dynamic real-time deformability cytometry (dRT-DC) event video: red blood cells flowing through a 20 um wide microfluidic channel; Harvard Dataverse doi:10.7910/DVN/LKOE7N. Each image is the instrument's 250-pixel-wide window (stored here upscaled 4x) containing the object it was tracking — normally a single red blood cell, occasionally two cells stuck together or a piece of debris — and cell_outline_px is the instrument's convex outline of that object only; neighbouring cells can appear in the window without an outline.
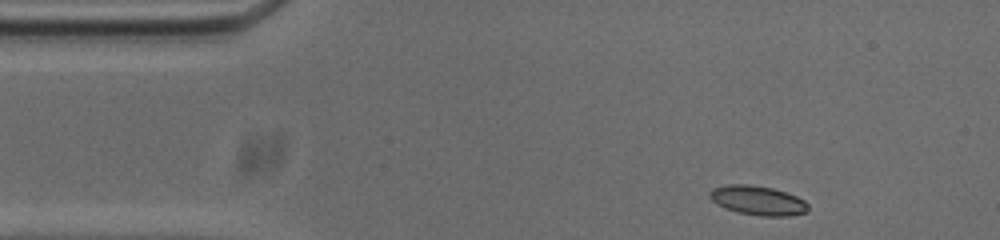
{"species": "common noctule bat (a hibernating species)", "species_latin": "Nyctalus noctula", "temperature_condition": "cold", "stored_images_in_passage": 48, "camera_frame_rate_fps": 3000, "um_per_image_px": 0.085, "animal": {"sex": "male", "body_mass_g": 20.0, "forearm_length_mm": 53.3}, "frame": {"image": 1, "passage_image": 1, "time_ms": 0.0, "image_size_px": [1000, 240], "cell_outline_px": [[808, 212], [788, 216], [760, 216], [736, 212], [724, 208], [712, 200], [708, 196], [708, 192], [712, 188], [728, 184], [748, 184], [772, 188], [796, 196], [804, 200], [808, 204]], "centroid_in_image_um": [64.39, 17.04], "position_along_channel_um": 20.6, "area_um2": 16.94}}
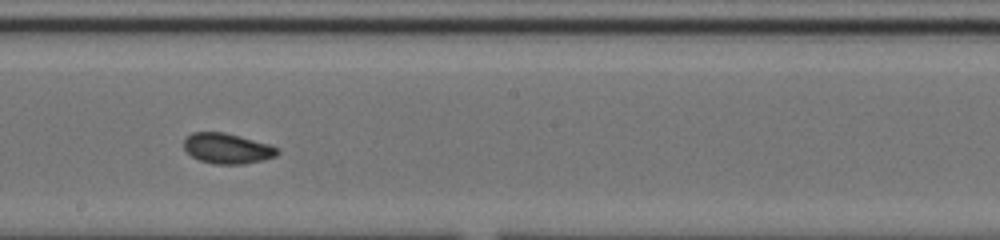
{"frame": {"image": 2, "passage_image": 23, "time_ms": 7.333, "image_size_px": [1000, 240], "cell_outline_px": [[280, 152], [276, 156], [264, 160], [240, 164], [212, 164], [200, 160], [192, 156], [184, 148], [184, 140], [192, 132], [224, 132], [240, 136], [268, 144], [280, 148]], "centroid_in_image_um": [19.34, 12.62], "position_along_channel_um": 228.9, "area_um2": 16.53}}
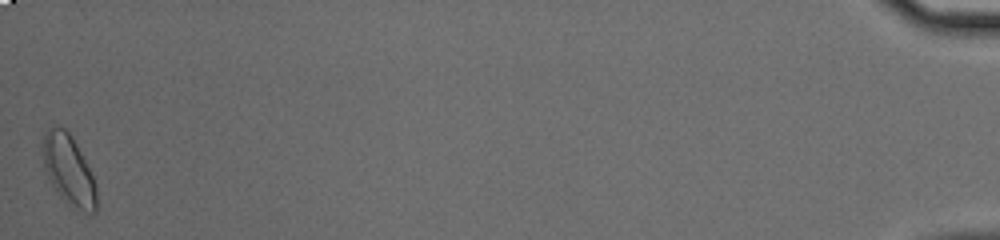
{"frame": {"image": 3, "passage_image": 48, "time_ms": 15.667, "image_size_px": [1000, 240], "cell_outline_px": [[96, 212], [88, 212], [68, 204], [56, 192], [44, 168], [40, 152], [40, 144], [44, 132], [52, 124], [64, 128], [72, 136], [92, 176], [96, 188]], "centroid_in_image_um": [5.76, 14.37], "position_along_channel_um": 429.4, "area_um2": 21.96}, "authors_computed_cell_mechanics": {"area_um2": 16.6464, "velocity_mm_per_s": 3.708, "shape_relaxation_time_tau1_ms": 3.7859, "shape_relaxation_time_tau2_ms": 2.9808, "deformation_change_tau1": 0.1203, "deformation_change_tau2": 0.0762}}